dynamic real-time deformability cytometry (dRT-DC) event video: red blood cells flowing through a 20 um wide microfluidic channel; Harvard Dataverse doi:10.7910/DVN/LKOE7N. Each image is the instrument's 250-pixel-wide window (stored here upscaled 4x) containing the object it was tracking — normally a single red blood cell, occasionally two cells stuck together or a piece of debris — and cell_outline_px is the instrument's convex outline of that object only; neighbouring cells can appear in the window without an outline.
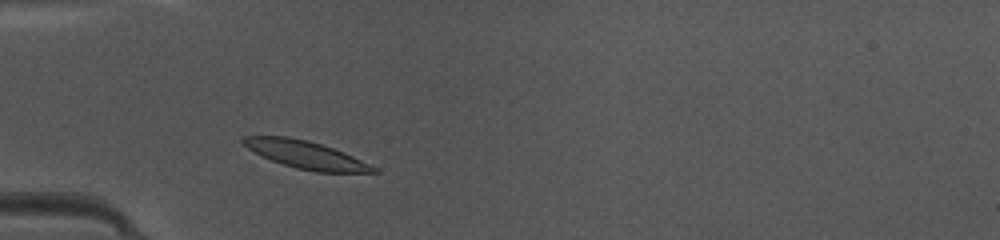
{"species": "common noctule bat (a hibernating species)", "species_latin": "Nyctalus noctula", "temperature_condition": "warm", "stored_images_in_passage": 39, "camera_frame_rate_fps": 3000, "um_per_image_px": 0.085, "animal": {"sex": "female", "body_mass_g": 10.0, "forearm_length_mm": 53.1}, "frame": {"image": 1, "passage_image": 6, "time_ms": 1.667, "image_size_px": [1000, 240], "cell_outline_px": [[380, 172], [316, 172], [296, 168], [260, 156], [248, 148], [240, 140], [240, 136], [288, 136], [308, 140], [344, 152], [380, 168]], "centroid_in_image_um": [26.0, 13.15], "position_along_channel_um": 59.0, "area_um2": 21.04}}
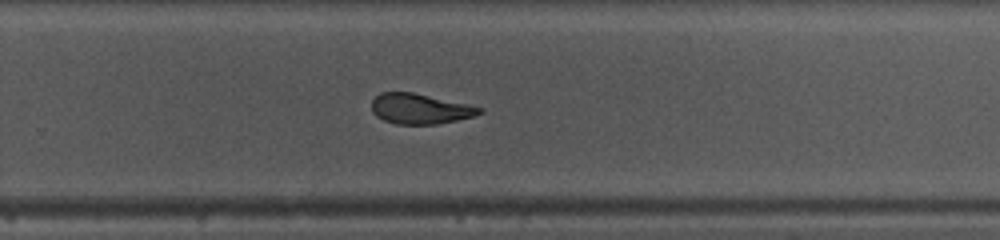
{"frame": {"image": 2, "passage_image": 23, "time_ms": 7.333, "image_size_px": [1000, 240], "cell_outline_px": [[484, 112], [472, 116], [456, 120], [436, 124], [396, 124], [384, 120], [376, 116], [372, 112], [372, 100], [380, 92], [412, 92], [484, 108]], "centroid_in_image_um": [35.67, 9.25], "position_along_channel_um": 294.1, "area_um2": 18.84}}
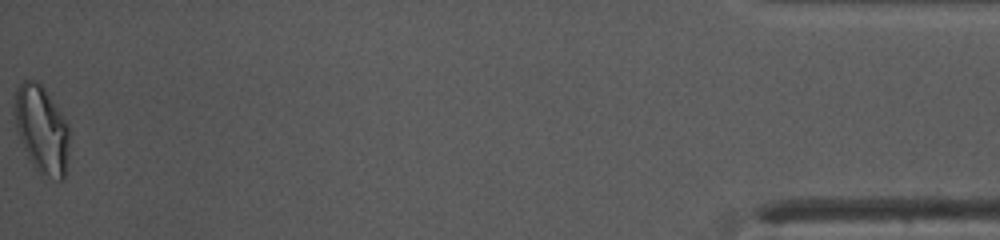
{"frame": {"image": 3, "passage_image": 39, "time_ms": 12.667, "image_size_px": [1000, 240], "cell_outline_px": [[68, 156], [64, 180], [60, 180], [40, 176], [32, 164], [20, 140], [16, 128], [12, 112], [16, 88], [24, 80], [36, 80], [44, 88], [68, 124]], "centroid_in_image_um": [3.51, 11.03], "position_along_channel_um": 431.7, "area_um2": 28.21}, "authors_computed_cell_mechanics": {"area_um2": 20.6346, "velocity_mm_per_s": 4.2328, "shape_relaxation_time_tau1_ms": 3.3016, "shape_relaxation_time_tau2_ms": 1.3033, "deformation_change_tau1": 0.1581, "deformation_change_tau2": 0.0725}}